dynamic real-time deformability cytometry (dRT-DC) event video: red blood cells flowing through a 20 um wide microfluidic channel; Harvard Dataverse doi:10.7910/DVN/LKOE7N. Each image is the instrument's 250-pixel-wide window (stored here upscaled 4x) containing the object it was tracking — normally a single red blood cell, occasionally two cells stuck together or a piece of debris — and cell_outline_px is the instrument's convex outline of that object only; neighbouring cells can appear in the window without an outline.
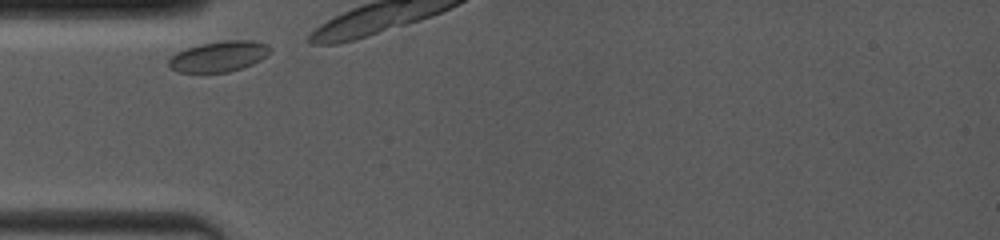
{"species": "common noctule bat (a hibernating species)", "species_latin": "Nyctalus noctula", "temperature_condition": "room temperature", "stored_images_in_passage": 4, "camera_frame_rate_fps": 4000, "um_per_image_px": 0.085, "animal": {"sex": "female", "body_mass_g": 19.0, "forearm_length_mm": 53.3}, "frame": {"image": 1, "passage_image": 1, "time_ms": 0.0, "image_size_px": [1000, 240], "cell_outline_px": [[272, 48], [260, 60], [252, 64], [228, 72], [176, 72], [168, 68], [168, 60], [176, 52], [200, 44], [224, 40], [252, 40], [268, 44]], "centroid_in_image_um": [18.57, 4.79], "position_along_channel_um": 66.4, "area_um2": 18.03}}